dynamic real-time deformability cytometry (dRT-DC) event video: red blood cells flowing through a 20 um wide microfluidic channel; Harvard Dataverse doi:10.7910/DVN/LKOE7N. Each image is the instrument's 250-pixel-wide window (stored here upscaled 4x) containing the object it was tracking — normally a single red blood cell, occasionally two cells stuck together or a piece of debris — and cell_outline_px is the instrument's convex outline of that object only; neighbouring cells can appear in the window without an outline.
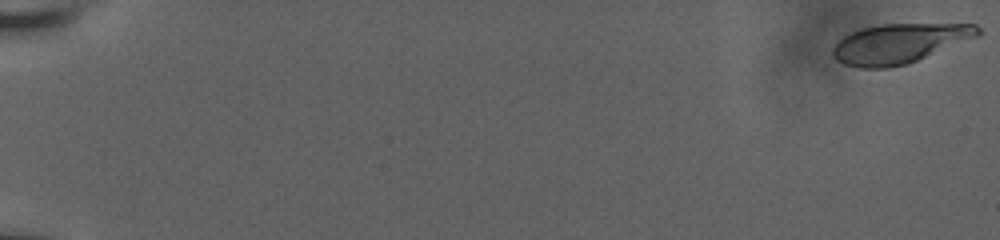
{"species": "human", "species_latin": "Homo sapiens", "temperature_condition": "room temperature", "stored_images_in_passage": 61, "camera_frame_rate_fps": 3000, "um_per_image_px": 0.085, "donor": {"sex": "male"}, "frame": {"image": 1, "passage_image": 1, "time_ms": 0.0, "image_size_px": [1000, 240], "cell_outline_px": [[980, 36], [908, 64], [888, 68], [860, 68], [844, 64], [836, 60], [832, 56], [832, 48], [844, 36], [860, 28], [880, 24], [976, 24], [980, 28]], "centroid_in_image_um": [76.46, 3.7], "position_along_channel_um": 8.5, "area_um2": 33.7}}
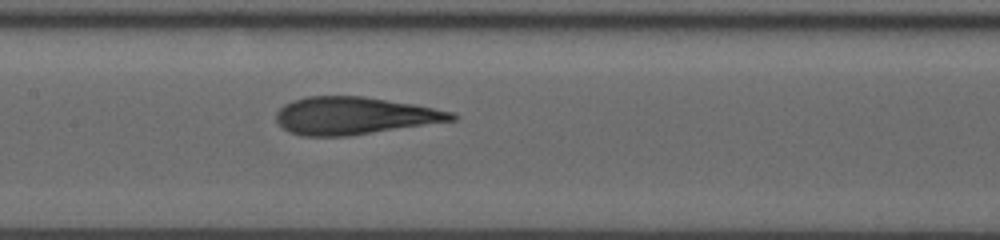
{"frame": {"image": 2, "passage_image": 33, "time_ms": 10.667, "image_size_px": [1000, 240], "cell_outline_px": [[460, 116], [456, 120], [348, 136], [300, 136], [288, 132], [276, 120], [276, 112], [284, 104], [292, 100], [304, 96], [364, 96], [412, 104], [452, 112]], "centroid_in_image_um": [30.08, 9.84], "position_along_channel_um": 177.3, "area_um2": 38.26}}
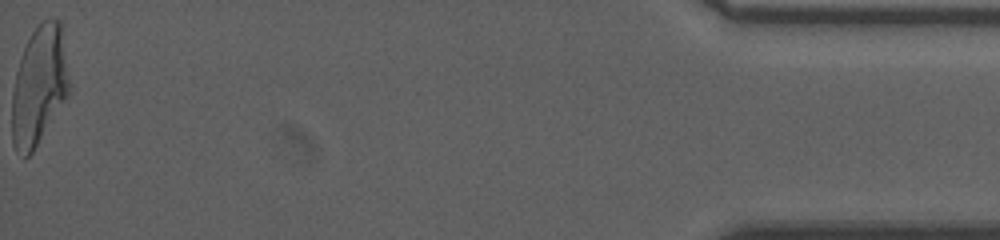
{"frame": {"image": 3, "passage_image": 61, "time_ms": 20.0, "image_size_px": [1000, 240], "cell_outline_px": [[68, 92], [32, 152], [24, 160], [16, 152], [12, 144], [12, 92], [16, 72], [20, 56], [32, 32], [48, 16], [52, 16], [60, 20], [68, 80]], "centroid_in_image_um": [3.27, 7.28], "position_along_channel_um": 431.9, "area_um2": 38.84}}